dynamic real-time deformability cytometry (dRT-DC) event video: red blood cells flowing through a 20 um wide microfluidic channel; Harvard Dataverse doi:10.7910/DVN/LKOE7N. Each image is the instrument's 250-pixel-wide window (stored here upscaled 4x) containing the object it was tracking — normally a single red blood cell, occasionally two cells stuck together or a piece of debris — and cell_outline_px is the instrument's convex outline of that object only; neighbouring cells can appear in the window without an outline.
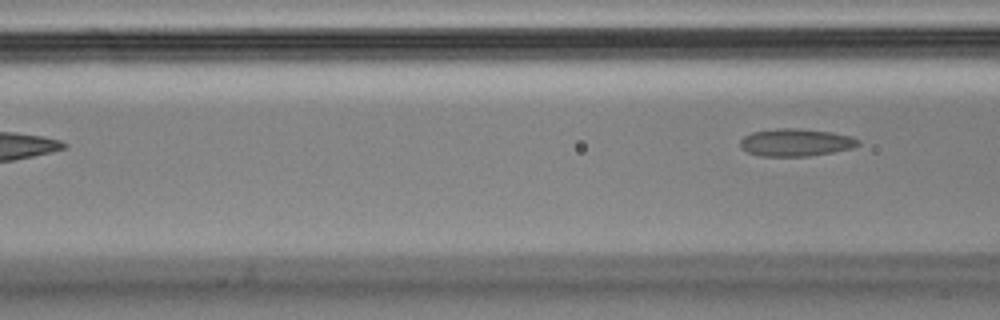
{"species": "Egyptian fruit bat (a non-hibernating species)", "species_latin": "Rousettus aegyptiacus", "temperature_condition": "cold", "stored_images_in_passage": 3, "camera_frame_rate_fps": 3000, "um_per_image_px": 0.085, "animal": {"sex": "male"}, "frame": {"image": 1, "passage_image": 3, "time_ms": 0.667, "image_size_px": [1000, 320], "cell_outline_px": [[860, 144], [852, 148], [832, 152], [808, 156], [760, 156], [748, 152], [740, 148], [740, 140], [744, 136], [752, 132], [776, 128], [796, 128], [832, 132], [852, 136], [860, 140]], "centroid_in_image_um": [67.63, 12.1], "position_along_channel_um": 99.0, "area_um2": 19.02}}